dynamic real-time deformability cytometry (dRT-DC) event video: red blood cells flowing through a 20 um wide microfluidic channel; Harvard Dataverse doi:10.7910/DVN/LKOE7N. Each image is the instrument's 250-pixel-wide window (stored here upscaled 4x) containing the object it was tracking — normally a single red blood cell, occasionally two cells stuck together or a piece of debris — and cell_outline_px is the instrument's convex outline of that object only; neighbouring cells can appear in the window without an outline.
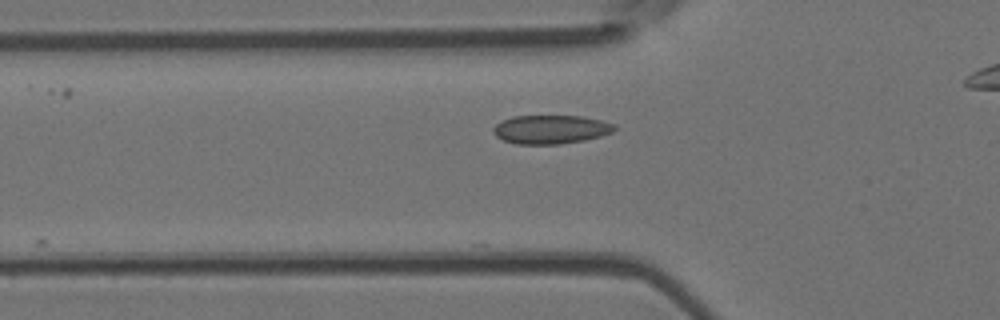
{"species": "Egyptian fruit bat (a non-hibernating species)", "species_latin": "Rousettus aegyptiacus", "temperature_condition": "room temperature", "stored_images_in_passage": 7, "camera_frame_rate_fps": 3000, "um_per_image_px": 0.085, "animal": {"sex": "female"}, "frame": {"image": 1, "passage_image": 2, "time_ms": 0.333, "image_size_px": [1000, 320], "cell_outline_px": [[616, 128], [612, 132], [600, 136], [584, 140], [560, 144], [516, 144], [504, 140], [496, 136], [492, 132], [492, 128], [500, 120], [512, 116], [580, 116], [600, 120], [616, 124]], "centroid_in_image_um": [46.78, 10.99], "position_along_channel_um": 79.0, "area_um2": 20.35}}
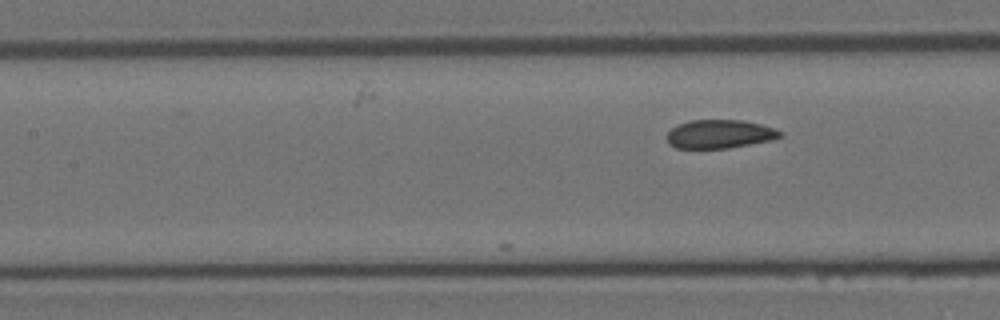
{"frame": {"image": 2, "passage_image": 7, "time_ms": 2.0, "image_size_px": [1000, 320], "cell_outline_px": [[784, 136], [772, 140], [728, 148], [676, 148], [668, 144], [668, 132], [676, 124], [692, 120], [744, 120], [776, 128]], "centroid_in_image_um": [61.18, 11.39], "position_along_channel_um": 146.2, "area_um2": 18.9}}